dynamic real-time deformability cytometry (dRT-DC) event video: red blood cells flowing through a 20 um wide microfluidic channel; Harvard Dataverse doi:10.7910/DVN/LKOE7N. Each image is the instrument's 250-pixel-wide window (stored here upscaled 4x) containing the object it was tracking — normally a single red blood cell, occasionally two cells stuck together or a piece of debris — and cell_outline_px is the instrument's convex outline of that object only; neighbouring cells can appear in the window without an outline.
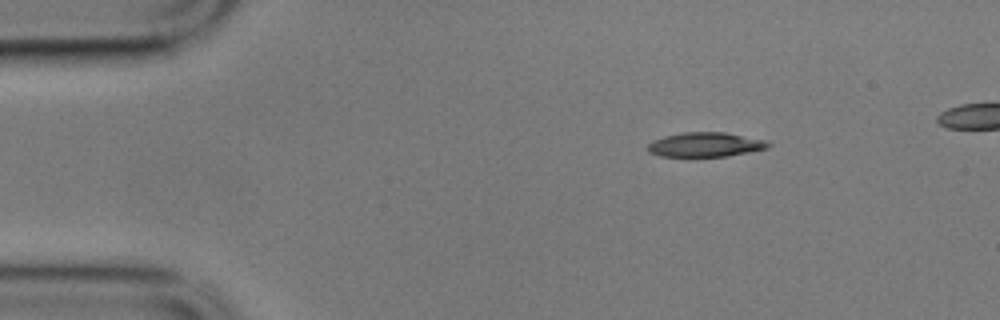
{"species": "common noctule bat (a hibernating species)", "species_latin": "Nyctalus noctula", "temperature_condition": "cold", "stored_images_in_passage": 4, "camera_frame_rate_fps": 3000, "um_per_image_px": 0.085, "animal": {"sex": "male", "body_mass_g": 17.9}, "frame": {"image": 1, "passage_image": 1, "time_ms": 0.0, "image_size_px": [1000, 320], "cell_outline_px": [[772, 144], [768, 148], [728, 156], [660, 156], [648, 152], [648, 144], [652, 140], [664, 136], [684, 132], [724, 132], [768, 140]], "centroid_in_image_um": [59.98, 12.28], "position_along_channel_um": 25.0, "area_um2": 17.22}}